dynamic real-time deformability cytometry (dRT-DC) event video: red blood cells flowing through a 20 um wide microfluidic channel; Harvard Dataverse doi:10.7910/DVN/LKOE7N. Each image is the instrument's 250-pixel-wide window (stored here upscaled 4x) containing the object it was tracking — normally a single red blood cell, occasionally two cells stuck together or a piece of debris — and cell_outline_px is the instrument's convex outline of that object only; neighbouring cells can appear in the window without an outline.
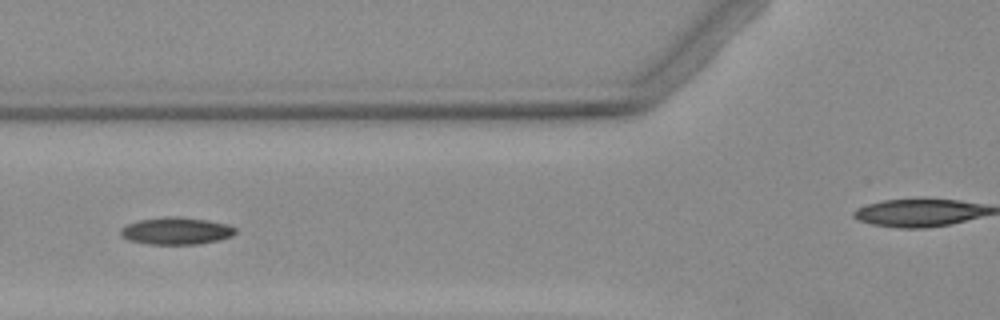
{"species": "Egyptian fruit bat (a non-hibernating species)", "species_latin": "Rousettus aegyptiacus", "temperature_condition": "warm", "stored_images_in_passage": 5, "camera_frame_rate_fps": 3000, "um_per_image_px": 0.085, "animal": {"sex": "female"}, "frame": {"image": 1, "passage_image": 5, "time_ms": 4.667, "image_size_px": [1000, 320], "cell_outline_px": [[236, 232], [232, 236], [200, 244], [148, 244], [128, 240], [120, 236], [120, 228], [128, 224], [140, 220], [168, 216], [176, 216], [208, 220], [224, 224], [236, 228]], "centroid_in_image_um": [14.94, 19.63], "position_along_channel_um": 110.9, "area_um2": 18.09}}